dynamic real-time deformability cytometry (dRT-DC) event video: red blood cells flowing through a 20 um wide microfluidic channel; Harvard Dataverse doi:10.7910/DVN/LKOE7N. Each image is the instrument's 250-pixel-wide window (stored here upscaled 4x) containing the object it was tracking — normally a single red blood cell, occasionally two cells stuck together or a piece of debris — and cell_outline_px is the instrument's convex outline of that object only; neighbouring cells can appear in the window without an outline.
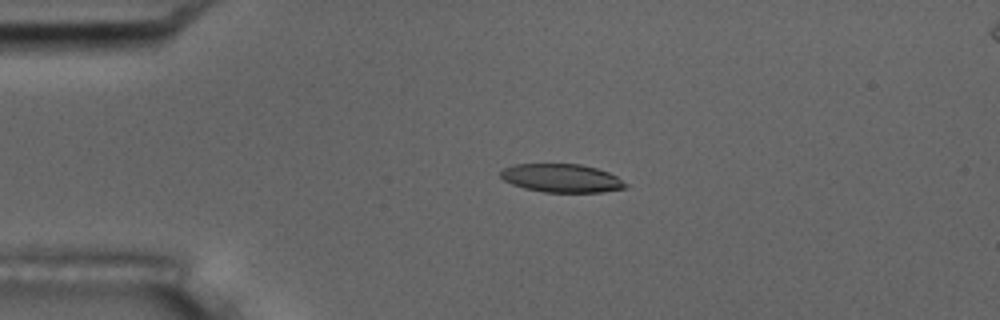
{"species": "common noctule bat (a hibernating species)", "species_latin": "Nyctalus noctula", "temperature_condition": "room temperature", "stored_images_in_passage": 52, "camera_frame_rate_fps": 3000, "um_per_image_px": 0.085, "animal": {"sex": "male", "body_mass_g": 17.5, "forearm_length_mm": 52.3}, "frame": {"image": 1, "passage_image": 10, "time_ms": 3.0, "image_size_px": [1000, 320], "cell_outline_px": [[628, 188], [600, 192], [544, 192], [524, 188], [512, 184], [504, 180], [500, 176], [500, 172], [504, 168], [516, 164], [580, 164], [596, 168], [608, 172], [616, 176], [628, 184]], "centroid_in_image_um": [47.75, 15.14], "position_along_channel_um": 37.2, "area_um2": 20.63}}
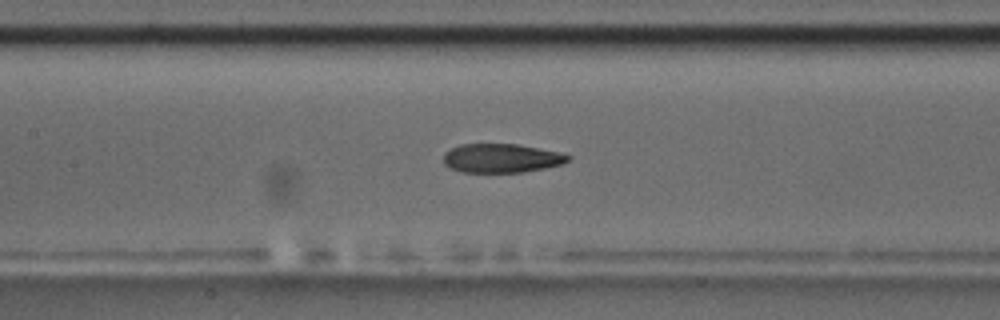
{"frame": {"image": 2, "passage_image": 23, "time_ms": 7.333, "image_size_px": [1000, 320], "cell_outline_px": [[572, 156], [564, 164], [524, 172], [460, 172], [444, 164], [444, 152], [460, 144], [516, 144], [560, 152]], "centroid_in_image_um": [42.63, 13.44], "position_along_channel_um": 164.8, "area_um2": 20.98}}
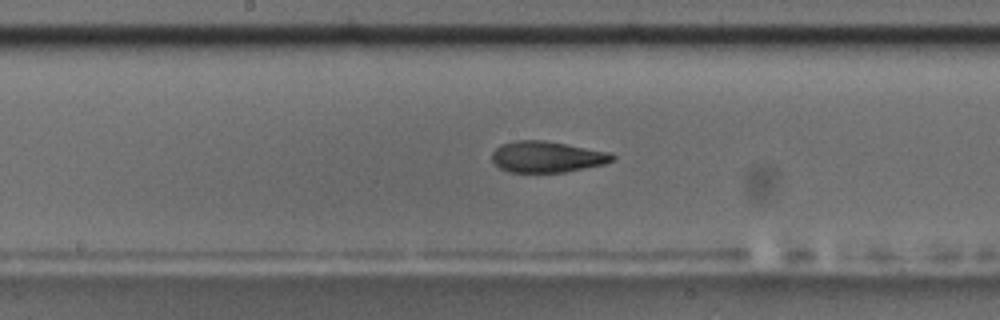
{"frame": {"image": 3, "passage_image": 26, "time_ms": 8.333, "image_size_px": [1000, 320], "cell_outline_px": [[616, 156], [612, 160], [604, 164], [564, 172], [508, 172], [500, 168], [492, 160], [492, 152], [500, 144], [516, 140], [544, 140], [612, 152]], "centroid_in_image_um": [46.49, 13.32], "position_along_channel_um": 201.7, "area_um2": 21.91}, "authors_computed_cell_mechanics": {"area_um2": 22.0218, "velocity_mm_per_s": 3.7225, "shape_relaxation_time_tau1_ms": 5.731, "shape_relaxation_time_tau2_ms": 2.5258, "deformation_change_tau1": 0.1771, "deformation_change_tau2": 0.098}}